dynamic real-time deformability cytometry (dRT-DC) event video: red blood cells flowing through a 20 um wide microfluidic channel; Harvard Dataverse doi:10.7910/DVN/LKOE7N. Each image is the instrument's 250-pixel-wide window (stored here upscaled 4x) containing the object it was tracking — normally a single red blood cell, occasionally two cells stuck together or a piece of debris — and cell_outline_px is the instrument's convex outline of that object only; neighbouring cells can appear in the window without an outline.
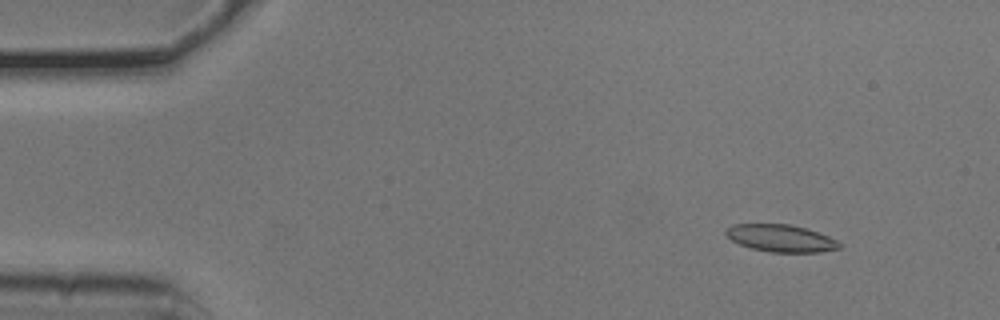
{"species": "common noctule bat (a hibernating species)", "species_latin": "Nyctalus noctula", "temperature_condition": "cold", "stored_images_in_passage": 6, "camera_frame_rate_fps": 3000, "um_per_image_px": 0.085, "animal": {"sex": "male", "body_mass_g": 20.5, "forearm_length_mm": 52.5}, "frame": {"image": 1, "passage_image": 2, "time_ms": 0.333, "image_size_px": [1000, 320], "cell_outline_px": [[840, 248], [820, 252], [772, 252], [752, 248], [740, 244], [732, 240], [724, 232], [724, 228], [732, 224], [788, 224], [804, 228], [828, 236], [836, 240], [840, 244]], "centroid_in_image_um": [66.33, 20.24], "position_along_channel_um": 18.7, "area_um2": 17.8}}